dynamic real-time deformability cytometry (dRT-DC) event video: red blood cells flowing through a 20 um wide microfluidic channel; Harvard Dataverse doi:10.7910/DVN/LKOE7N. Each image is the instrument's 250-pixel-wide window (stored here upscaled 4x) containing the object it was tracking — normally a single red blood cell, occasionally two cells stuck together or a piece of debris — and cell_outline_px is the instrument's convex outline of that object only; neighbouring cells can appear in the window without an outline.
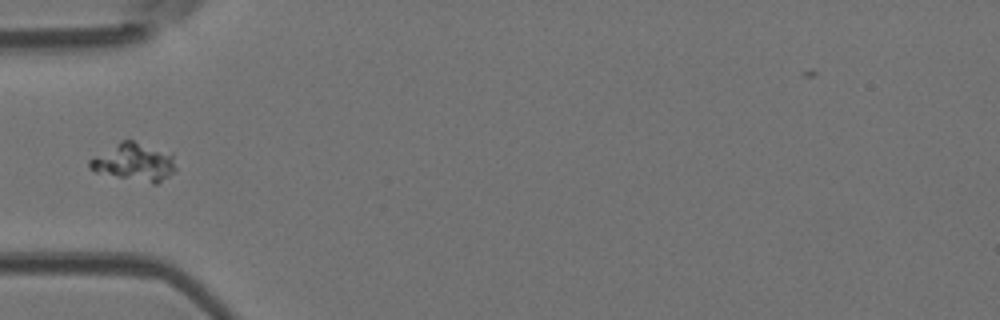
{"species": "Egyptian fruit bat (a non-hibernating species)", "species_latin": "Rousettus aegyptiacus", "temperature_condition": "room temperature", "stored_images_in_passage": 3, "camera_frame_rate_fps": 3000, "um_per_image_px": 0.085, "animal": {"sex": "female"}, "frame": {"image": 1, "passage_image": 3, "time_ms": 0.667, "image_size_px": [1000, 320], "cell_outline_px": [[176, 172], [156, 184], [152, 184], [96, 172], [88, 168], [88, 160], [120, 140], [132, 140], [172, 152], [176, 168]], "centroid_in_image_um": [11.43, 13.78], "position_along_channel_um": 73.6, "area_um2": 19.25}}